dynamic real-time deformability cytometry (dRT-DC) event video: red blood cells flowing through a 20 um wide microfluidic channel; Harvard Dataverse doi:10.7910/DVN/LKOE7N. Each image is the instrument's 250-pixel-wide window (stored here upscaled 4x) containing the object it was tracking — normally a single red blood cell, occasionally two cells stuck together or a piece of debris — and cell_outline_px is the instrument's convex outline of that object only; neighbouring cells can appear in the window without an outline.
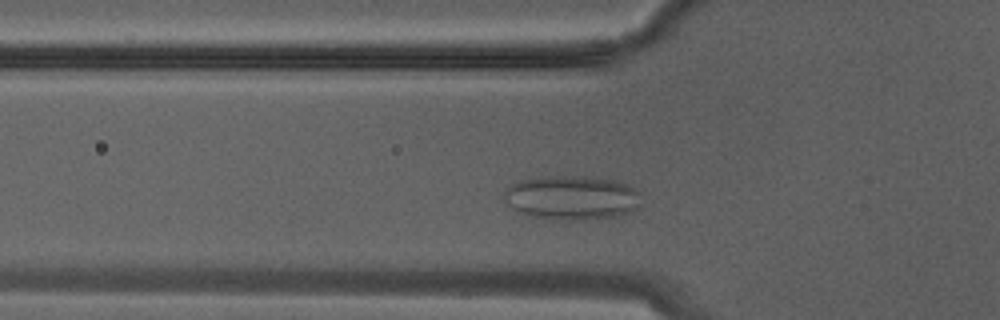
{"species": "Egyptian fruit bat (a non-hibernating species)", "species_latin": "Rousettus aegyptiacus", "temperature_condition": "warm", "stored_images_in_passage": 6, "camera_frame_rate_fps": 3000, "um_per_image_px": 0.085, "animal": {"sex": "male"}, "frame": {"image": 1, "passage_image": 5, "time_ms": 1.333, "image_size_px": [1000, 320], "cell_outline_px": [[640, 204], [632, 212], [616, 216], [580, 220], [556, 220], [528, 216], [516, 212], [504, 200], [504, 196], [508, 188], [512, 184], [520, 180], [536, 176], [588, 176], [616, 180], [628, 184], [640, 192]], "centroid_in_image_um": [48.6, 16.8], "position_along_channel_um": 77.2, "area_um2": 35.89}}